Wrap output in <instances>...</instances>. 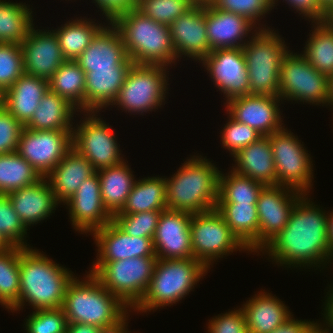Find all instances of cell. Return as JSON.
I'll list each match as a JSON object with an SVG mask.
<instances>
[{"label": "cell", "mask_w": 333, "mask_h": 333, "mask_svg": "<svg viewBox=\"0 0 333 333\" xmlns=\"http://www.w3.org/2000/svg\"><path fill=\"white\" fill-rule=\"evenodd\" d=\"M327 217L328 211L320 209L304 194L294 206L285 228L259 253L268 254V259L285 268H327V264L333 263L330 262L333 256L328 243Z\"/></svg>", "instance_id": "obj_1"}, {"label": "cell", "mask_w": 333, "mask_h": 333, "mask_svg": "<svg viewBox=\"0 0 333 333\" xmlns=\"http://www.w3.org/2000/svg\"><path fill=\"white\" fill-rule=\"evenodd\" d=\"M19 270V301L11 312L23 310L27 302L33 310L63 306L67 286L75 277L71 270L59 265L39 249L30 247H20Z\"/></svg>", "instance_id": "obj_2"}, {"label": "cell", "mask_w": 333, "mask_h": 333, "mask_svg": "<svg viewBox=\"0 0 333 333\" xmlns=\"http://www.w3.org/2000/svg\"><path fill=\"white\" fill-rule=\"evenodd\" d=\"M87 273L83 279L75 275L67 286L62 306L67 322L104 330L119 327L129 319L132 310L106 289L93 273Z\"/></svg>", "instance_id": "obj_3"}, {"label": "cell", "mask_w": 333, "mask_h": 333, "mask_svg": "<svg viewBox=\"0 0 333 333\" xmlns=\"http://www.w3.org/2000/svg\"><path fill=\"white\" fill-rule=\"evenodd\" d=\"M166 179L167 209L191 214L216 209L220 170L202 155L190 156Z\"/></svg>", "instance_id": "obj_4"}, {"label": "cell", "mask_w": 333, "mask_h": 333, "mask_svg": "<svg viewBox=\"0 0 333 333\" xmlns=\"http://www.w3.org/2000/svg\"><path fill=\"white\" fill-rule=\"evenodd\" d=\"M112 24L119 30L133 63L172 66L178 60L169 26L146 17L136 8L117 16Z\"/></svg>", "instance_id": "obj_5"}, {"label": "cell", "mask_w": 333, "mask_h": 333, "mask_svg": "<svg viewBox=\"0 0 333 333\" xmlns=\"http://www.w3.org/2000/svg\"><path fill=\"white\" fill-rule=\"evenodd\" d=\"M208 269L195 258L157 259L153 276L134 312H151L171 306L193 291Z\"/></svg>", "instance_id": "obj_6"}, {"label": "cell", "mask_w": 333, "mask_h": 333, "mask_svg": "<svg viewBox=\"0 0 333 333\" xmlns=\"http://www.w3.org/2000/svg\"><path fill=\"white\" fill-rule=\"evenodd\" d=\"M276 31L257 29L242 48L249 95L278 96L280 65L289 49Z\"/></svg>", "instance_id": "obj_7"}, {"label": "cell", "mask_w": 333, "mask_h": 333, "mask_svg": "<svg viewBox=\"0 0 333 333\" xmlns=\"http://www.w3.org/2000/svg\"><path fill=\"white\" fill-rule=\"evenodd\" d=\"M156 261L157 256L93 261L89 271L131 310L148 289Z\"/></svg>", "instance_id": "obj_8"}, {"label": "cell", "mask_w": 333, "mask_h": 333, "mask_svg": "<svg viewBox=\"0 0 333 333\" xmlns=\"http://www.w3.org/2000/svg\"><path fill=\"white\" fill-rule=\"evenodd\" d=\"M167 70L165 65L133 63L111 106L115 105L131 115L158 110L165 105L166 94L169 93Z\"/></svg>", "instance_id": "obj_9"}, {"label": "cell", "mask_w": 333, "mask_h": 333, "mask_svg": "<svg viewBox=\"0 0 333 333\" xmlns=\"http://www.w3.org/2000/svg\"><path fill=\"white\" fill-rule=\"evenodd\" d=\"M285 126L269 135L275 162L277 185L309 194L313 187V161L298 139Z\"/></svg>", "instance_id": "obj_10"}, {"label": "cell", "mask_w": 333, "mask_h": 333, "mask_svg": "<svg viewBox=\"0 0 333 333\" xmlns=\"http://www.w3.org/2000/svg\"><path fill=\"white\" fill-rule=\"evenodd\" d=\"M329 77L315 68L300 53L289 52L280 65L279 93L282 101L325 106L328 102Z\"/></svg>", "instance_id": "obj_11"}, {"label": "cell", "mask_w": 333, "mask_h": 333, "mask_svg": "<svg viewBox=\"0 0 333 333\" xmlns=\"http://www.w3.org/2000/svg\"><path fill=\"white\" fill-rule=\"evenodd\" d=\"M190 234L194 258L208 270L219 258L238 250L248 251L232 234L224 218L216 209L192 214Z\"/></svg>", "instance_id": "obj_12"}, {"label": "cell", "mask_w": 333, "mask_h": 333, "mask_svg": "<svg viewBox=\"0 0 333 333\" xmlns=\"http://www.w3.org/2000/svg\"><path fill=\"white\" fill-rule=\"evenodd\" d=\"M80 113L84 118L73 127L72 148L86 157L96 171L123 162L125 159L111 125L99 117L98 112Z\"/></svg>", "instance_id": "obj_13"}, {"label": "cell", "mask_w": 333, "mask_h": 333, "mask_svg": "<svg viewBox=\"0 0 333 333\" xmlns=\"http://www.w3.org/2000/svg\"><path fill=\"white\" fill-rule=\"evenodd\" d=\"M72 148V132L23 128L16 152L46 177Z\"/></svg>", "instance_id": "obj_14"}, {"label": "cell", "mask_w": 333, "mask_h": 333, "mask_svg": "<svg viewBox=\"0 0 333 333\" xmlns=\"http://www.w3.org/2000/svg\"><path fill=\"white\" fill-rule=\"evenodd\" d=\"M304 194L279 185H266L257 199L258 255L287 225L297 201Z\"/></svg>", "instance_id": "obj_15"}, {"label": "cell", "mask_w": 333, "mask_h": 333, "mask_svg": "<svg viewBox=\"0 0 333 333\" xmlns=\"http://www.w3.org/2000/svg\"><path fill=\"white\" fill-rule=\"evenodd\" d=\"M200 63L209 77L229 101L249 95V79L242 48H226L211 51Z\"/></svg>", "instance_id": "obj_16"}, {"label": "cell", "mask_w": 333, "mask_h": 333, "mask_svg": "<svg viewBox=\"0 0 333 333\" xmlns=\"http://www.w3.org/2000/svg\"><path fill=\"white\" fill-rule=\"evenodd\" d=\"M279 96L244 95L224 104L233 119L254 128L261 136H269L284 127ZM282 119V120H281Z\"/></svg>", "instance_id": "obj_17"}, {"label": "cell", "mask_w": 333, "mask_h": 333, "mask_svg": "<svg viewBox=\"0 0 333 333\" xmlns=\"http://www.w3.org/2000/svg\"><path fill=\"white\" fill-rule=\"evenodd\" d=\"M65 204L72 227L81 234H92L113 218L103 205L97 171L82 182Z\"/></svg>", "instance_id": "obj_18"}, {"label": "cell", "mask_w": 333, "mask_h": 333, "mask_svg": "<svg viewBox=\"0 0 333 333\" xmlns=\"http://www.w3.org/2000/svg\"><path fill=\"white\" fill-rule=\"evenodd\" d=\"M34 27L20 44L24 73L49 80L66 59L54 31Z\"/></svg>", "instance_id": "obj_19"}, {"label": "cell", "mask_w": 333, "mask_h": 333, "mask_svg": "<svg viewBox=\"0 0 333 333\" xmlns=\"http://www.w3.org/2000/svg\"><path fill=\"white\" fill-rule=\"evenodd\" d=\"M169 30L176 58L184 55L200 63L211 52L206 35V3H196L175 19Z\"/></svg>", "instance_id": "obj_20"}, {"label": "cell", "mask_w": 333, "mask_h": 333, "mask_svg": "<svg viewBox=\"0 0 333 333\" xmlns=\"http://www.w3.org/2000/svg\"><path fill=\"white\" fill-rule=\"evenodd\" d=\"M192 214L166 209L158 219L153 245L157 259L194 258L191 246Z\"/></svg>", "instance_id": "obj_21"}, {"label": "cell", "mask_w": 333, "mask_h": 333, "mask_svg": "<svg viewBox=\"0 0 333 333\" xmlns=\"http://www.w3.org/2000/svg\"><path fill=\"white\" fill-rule=\"evenodd\" d=\"M105 25L75 60L85 74L91 69H113L133 65V61L127 55L119 30L112 22Z\"/></svg>", "instance_id": "obj_22"}, {"label": "cell", "mask_w": 333, "mask_h": 333, "mask_svg": "<svg viewBox=\"0 0 333 333\" xmlns=\"http://www.w3.org/2000/svg\"><path fill=\"white\" fill-rule=\"evenodd\" d=\"M97 248L96 261H118L134 257L156 256L153 239L133 237L113 221L91 234Z\"/></svg>", "instance_id": "obj_23"}, {"label": "cell", "mask_w": 333, "mask_h": 333, "mask_svg": "<svg viewBox=\"0 0 333 333\" xmlns=\"http://www.w3.org/2000/svg\"><path fill=\"white\" fill-rule=\"evenodd\" d=\"M255 27L246 17L216 9L206 2V35L211 51L243 48L249 36L258 29Z\"/></svg>", "instance_id": "obj_24"}, {"label": "cell", "mask_w": 333, "mask_h": 333, "mask_svg": "<svg viewBox=\"0 0 333 333\" xmlns=\"http://www.w3.org/2000/svg\"><path fill=\"white\" fill-rule=\"evenodd\" d=\"M7 195L27 229L47 219L60 204L45 177Z\"/></svg>", "instance_id": "obj_25"}, {"label": "cell", "mask_w": 333, "mask_h": 333, "mask_svg": "<svg viewBox=\"0 0 333 333\" xmlns=\"http://www.w3.org/2000/svg\"><path fill=\"white\" fill-rule=\"evenodd\" d=\"M241 308L249 333H270L289 319L293 313L281 299L265 290L257 292L244 302Z\"/></svg>", "instance_id": "obj_26"}, {"label": "cell", "mask_w": 333, "mask_h": 333, "mask_svg": "<svg viewBox=\"0 0 333 333\" xmlns=\"http://www.w3.org/2000/svg\"><path fill=\"white\" fill-rule=\"evenodd\" d=\"M233 157L232 170L266 185H277V176L269 136L240 149ZM237 165V166H236Z\"/></svg>", "instance_id": "obj_27"}, {"label": "cell", "mask_w": 333, "mask_h": 333, "mask_svg": "<svg viewBox=\"0 0 333 333\" xmlns=\"http://www.w3.org/2000/svg\"><path fill=\"white\" fill-rule=\"evenodd\" d=\"M95 172L96 170L86 157L71 148L45 178L56 200L62 204L73 196L82 182Z\"/></svg>", "instance_id": "obj_28"}, {"label": "cell", "mask_w": 333, "mask_h": 333, "mask_svg": "<svg viewBox=\"0 0 333 333\" xmlns=\"http://www.w3.org/2000/svg\"><path fill=\"white\" fill-rule=\"evenodd\" d=\"M48 89V80L23 73L4 92V107L25 126Z\"/></svg>", "instance_id": "obj_29"}, {"label": "cell", "mask_w": 333, "mask_h": 333, "mask_svg": "<svg viewBox=\"0 0 333 333\" xmlns=\"http://www.w3.org/2000/svg\"><path fill=\"white\" fill-rule=\"evenodd\" d=\"M131 67L91 69L86 73L85 112H100L117 98Z\"/></svg>", "instance_id": "obj_30"}, {"label": "cell", "mask_w": 333, "mask_h": 333, "mask_svg": "<svg viewBox=\"0 0 333 333\" xmlns=\"http://www.w3.org/2000/svg\"><path fill=\"white\" fill-rule=\"evenodd\" d=\"M79 112L63 97L46 91L30 121L24 126L30 130H60L72 132L74 115Z\"/></svg>", "instance_id": "obj_31"}, {"label": "cell", "mask_w": 333, "mask_h": 333, "mask_svg": "<svg viewBox=\"0 0 333 333\" xmlns=\"http://www.w3.org/2000/svg\"><path fill=\"white\" fill-rule=\"evenodd\" d=\"M124 160L116 166L97 171L100 181L101 199L104 207L113 217L125 206L128 195L135 183L134 171Z\"/></svg>", "instance_id": "obj_32"}, {"label": "cell", "mask_w": 333, "mask_h": 333, "mask_svg": "<svg viewBox=\"0 0 333 333\" xmlns=\"http://www.w3.org/2000/svg\"><path fill=\"white\" fill-rule=\"evenodd\" d=\"M232 234L250 253H258L259 220L256 204L217 203ZM256 252V253H255Z\"/></svg>", "instance_id": "obj_33"}, {"label": "cell", "mask_w": 333, "mask_h": 333, "mask_svg": "<svg viewBox=\"0 0 333 333\" xmlns=\"http://www.w3.org/2000/svg\"><path fill=\"white\" fill-rule=\"evenodd\" d=\"M167 209L166 179L164 176L136 180L124 208L118 214H135Z\"/></svg>", "instance_id": "obj_34"}, {"label": "cell", "mask_w": 333, "mask_h": 333, "mask_svg": "<svg viewBox=\"0 0 333 333\" xmlns=\"http://www.w3.org/2000/svg\"><path fill=\"white\" fill-rule=\"evenodd\" d=\"M86 74L75 60H66L48 80L49 90L85 112Z\"/></svg>", "instance_id": "obj_35"}, {"label": "cell", "mask_w": 333, "mask_h": 333, "mask_svg": "<svg viewBox=\"0 0 333 333\" xmlns=\"http://www.w3.org/2000/svg\"><path fill=\"white\" fill-rule=\"evenodd\" d=\"M93 20L86 17H80L79 19L78 17L73 21H67L57 29H52L59 40L60 48L66 60H76L104 26L102 23H95Z\"/></svg>", "instance_id": "obj_36"}, {"label": "cell", "mask_w": 333, "mask_h": 333, "mask_svg": "<svg viewBox=\"0 0 333 333\" xmlns=\"http://www.w3.org/2000/svg\"><path fill=\"white\" fill-rule=\"evenodd\" d=\"M33 12L26 3L0 0V43L21 44L34 25Z\"/></svg>", "instance_id": "obj_37"}, {"label": "cell", "mask_w": 333, "mask_h": 333, "mask_svg": "<svg viewBox=\"0 0 333 333\" xmlns=\"http://www.w3.org/2000/svg\"><path fill=\"white\" fill-rule=\"evenodd\" d=\"M311 23L314 29L301 53L313 68L329 77L333 74V30L322 21Z\"/></svg>", "instance_id": "obj_38"}, {"label": "cell", "mask_w": 333, "mask_h": 333, "mask_svg": "<svg viewBox=\"0 0 333 333\" xmlns=\"http://www.w3.org/2000/svg\"><path fill=\"white\" fill-rule=\"evenodd\" d=\"M41 178L31 164L16 151L0 154V194L7 195L34 184Z\"/></svg>", "instance_id": "obj_39"}, {"label": "cell", "mask_w": 333, "mask_h": 333, "mask_svg": "<svg viewBox=\"0 0 333 333\" xmlns=\"http://www.w3.org/2000/svg\"><path fill=\"white\" fill-rule=\"evenodd\" d=\"M265 185L234 170L219 176V197L217 203L257 204L260 191Z\"/></svg>", "instance_id": "obj_40"}, {"label": "cell", "mask_w": 333, "mask_h": 333, "mask_svg": "<svg viewBox=\"0 0 333 333\" xmlns=\"http://www.w3.org/2000/svg\"><path fill=\"white\" fill-rule=\"evenodd\" d=\"M19 263V246H12L0 251V305L8 311H11L19 301Z\"/></svg>", "instance_id": "obj_41"}, {"label": "cell", "mask_w": 333, "mask_h": 333, "mask_svg": "<svg viewBox=\"0 0 333 333\" xmlns=\"http://www.w3.org/2000/svg\"><path fill=\"white\" fill-rule=\"evenodd\" d=\"M195 4L194 0H137L136 9L146 17L169 26Z\"/></svg>", "instance_id": "obj_42"}, {"label": "cell", "mask_w": 333, "mask_h": 333, "mask_svg": "<svg viewBox=\"0 0 333 333\" xmlns=\"http://www.w3.org/2000/svg\"><path fill=\"white\" fill-rule=\"evenodd\" d=\"M27 228L15 212L8 195L0 194V234L12 245L32 247L26 242Z\"/></svg>", "instance_id": "obj_43"}, {"label": "cell", "mask_w": 333, "mask_h": 333, "mask_svg": "<svg viewBox=\"0 0 333 333\" xmlns=\"http://www.w3.org/2000/svg\"><path fill=\"white\" fill-rule=\"evenodd\" d=\"M209 3L216 9L246 17L258 29H264V27L269 29L266 24L264 26L258 22H261L260 20L270 14L269 11L273 9L271 0H210Z\"/></svg>", "instance_id": "obj_44"}, {"label": "cell", "mask_w": 333, "mask_h": 333, "mask_svg": "<svg viewBox=\"0 0 333 333\" xmlns=\"http://www.w3.org/2000/svg\"><path fill=\"white\" fill-rule=\"evenodd\" d=\"M161 212L145 211L135 214H116L112 221L130 236L154 239Z\"/></svg>", "instance_id": "obj_45"}, {"label": "cell", "mask_w": 333, "mask_h": 333, "mask_svg": "<svg viewBox=\"0 0 333 333\" xmlns=\"http://www.w3.org/2000/svg\"><path fill=\"white\" fill-rule=\"evenodd\" d=\"M25 318L27 333H67V319L63 308L40 309Z\"/></svg>", "instance_id": "obj_46"}, {"label": "cell", "mask_w": 333, "mask_h": 333, "mask_svg": "<svg viewBox=\"0 0 333 333\" xmlns=\"http://www.w3.org/2000/svg\"><path fill=\"white\" fill-rule=\"evenodd\" d=\"M23 73L20 44L0 43V89L5 92Z\"/></svg>", "instance_id": "obj_47"}, {"label": "cell", "mask_w": 333, "mask_h": 333, "mask_svg": "<svg viewBox=\"0 0 333 333\" xmlns=\"http://www.w3.org/2000/svg\"><path fill=\"white\" fill-rule=\"evenodd\" d=\"M228 120L220 131L221 142L224 149H227L231 156H234L240 149L250 145L261 135L244 123H240L228 114Z\"/></svg>", "instance_id": "obj_48"}, {"label": "cell", "mask_w": 333, "mask_h": 333, "mask_svg": "<svg viewBox=\"0 0 333 333\" xmlns=\"http://www.w3.org/2000/svg\"><path fill=\"white\" fill-rule=\"evenodd\" d=\"M208 333H249L241 307L218 314L208 322Z\"/></svg>", "instance_id": "obj_49"}, {"label": "cell", "mask_w": 333, "mask_h": 333, "mask_svg": "<svg viewBox=\"0 0 333 333\" xmlns=\"http://www.w3.org/2000/svg\"><path fill=\"white\" fill-rule=\"evenodd\" d=\"M23 128L5 107L0 111V154L16 151Z\"/></svg>", "instance_id": "obj_50"}, {"label": "cell", "mask_w": 333, "mask_h": 333, "mask_svg": "<svg viewBox=\"0 0 333 333\" xmlns=\"http://www.w3.org/2000/svg\"><path fill=\"white\" fill-rule=\"evenodd\" d=\"M102 12L106 22H112L117 16L136 8L137 0H92Z\"/></svg>", "instance_id": "obj_51"}, {"label": "cell", "mask_w": 333, "mask_h": 333, "mask_svg": "<svg viewBox=\"0 0 333 333\" xmlns=\"http://www.w3.org/2000/svg\"><path fill=\"white\" fill-rule=\"evenodd\" d=\"M278 0H271L272 8L274 9ZM287 2V3H286ZM285 3L299 13L304 19L310 21H321L323 11L319 8L318 0H285Z\"/></svg>", "instance_id": "obj_52"}, {"label": "cell", "mask_w": 333, "mask_h": 333, "mask_svg": "<svg viewBox=\"0 0 333 333\" xmlns=\"http://www.w3.org/2000/svg\"><path fill=\"white\" fill-rule=\"evenodd\" d=\"M310 322V320H298L292 315L282 325L277 327L270 333H300L302 329Z\"/></svg>", "instance_id": "obj_53"}, {"label": "cell", "mask_w": 333, "mask_h": 333, "mask_svg": "<svg viewBox=\"0 0 333 333\" xmlns=\"http://www.w3.org/2000/svg\"><path fill=\"white\" fill-rule=\"evenodd\" d=\"M326 300L324 303V316L323 319L327 322L330 332L333 333V283L329 285V291L326 292Z\"/></svg>", "instance_id": "obj_54"}, {"label": "cell", "mask_w": 333, "mask_h": 333, "mask_svg": "<svg viewBox=\"0 0 333 333\" xmlns=\"http://www.w3.org/2000/svg\"><path fill=\"white\" fill-rule=\"evenodd\" d=\"M106 330L83 323H67V333H105Z\"/></svg>", "instance_id": "obj_55"}, {"label": "cell", "mask_w": 333, "mask_h": 333, "mask_svg": "<svg viewBox=\"0 0 333 333\" xmlns=\"http://www.w3.org/2000/svg\"><path fill=\"white\" fill-rule=\"evenodd\" d=\"M323 325L322 323L316 321H310L300 333H331L329 330V326L325 320H323ZM328 326V327H327Z\"/></svg>", "instance_id": "obj_56"}, {"label": "cell", "mask_w": 333, "mask_h": 333, "mask_svg": "<svg viewBox=\"0 0 333 333\" xmlns=\"http://www.w3.org/2000/svg\"><path fill=\"white\" fill-rule=\"evenodd\" d=\"M327 230H328V243H329L330 253L333 256V211L331 213L328 212Z\"/></svg>", "instance_id": "obj_57"}, {"label": "cell", "mask_w": 333, "mask_h": 333, "mask_svg": "<svg viewBox=\"0 0 333 333\" xmlns=\"http://www.w3.org/2000/svg\"><path fill=\"white\" fill-rule=\"evenodd\" d=\"M328 28L333 30V5L323 12L321 20Z\"/></svg>", "instance_id": "obj_58"}, {"label": "cell", "mask_w": 333, "mask_h": 333, "mask_svg": "<svg viewBox=\"0 0 333 333\" xmlns=\"http://www.w3.org/2000/svg\"><path fill=\"white\" fill-rule=\"evenodd\" d=\"M332 107L333 109V74L329 76V84H328V102L326 104L327 106Z\"/></svg>", "instance_id": "obj_59"}, {"label": "cell", "mask_w": 333, "mask_h": 333, "mask_svg": "<svg viewBox=\"0 0 333 333\" xmlns=\"http://www.w3.org/2000/svg\"><path fill=\"white\" fill-rule=\"evenodd\" d=\"M128 319L126 321H124L119 327L111 329V330H106L105 333H129L130 331H128Z\"/></svg>", "instance_id": "obj_60"}, {"label": "cell", "mask_w": 333, "mask_h": 333, "mask_svg": "<svg viewBox=\"0 0 333 333\" xmlns=\"http://www.w3.org/2000/svg\"><path fill=\"white\" fill-rule=\"evenodd\" d=\"M319 8L324 12L328 7L333 5V0H318Z\"/></svg>", "instance_id": "obj_61"}, {"label": "cell", "mask_w": 333, "mask_h": 333, "mask_svg": "<svg viewBox=\"0 0 333 333\" xmlns=\"http://www.w3.org/2000/svg\"><path fill=\"white\" fill-rule=\"evenodd\" d=\"M10 247L12 245L0 234V251H4Z\"/></svg>", "instance_id": "obj_62"}, {"label": "cell", "mask_w": 333, "mask_h": 333, "mask_svg": "<svg viewBox=\"0 0 333 333\" xmlns=\"http://www.w3.org/2000/svg\"><path fill=\"white\" fill-rule=\"evenodd\" d=\"M4 108V91L0 89V111Z\"/></svg>", "instance_id": "obj_63"}, {"label": "cell", "mask_w": 333, "mask_h": 333, "mask_svg": "<svg viewBox=\"0 0 333 333\" xmlns=\"http://www.w3.org/2000/svg\"><path fill=\"white\" fill-rule=\"evenodd\" d=\"M196 3H206L209 2L210 0H194Z\"/></svg>", "instance_id": "obj_64"}]
</instances>
